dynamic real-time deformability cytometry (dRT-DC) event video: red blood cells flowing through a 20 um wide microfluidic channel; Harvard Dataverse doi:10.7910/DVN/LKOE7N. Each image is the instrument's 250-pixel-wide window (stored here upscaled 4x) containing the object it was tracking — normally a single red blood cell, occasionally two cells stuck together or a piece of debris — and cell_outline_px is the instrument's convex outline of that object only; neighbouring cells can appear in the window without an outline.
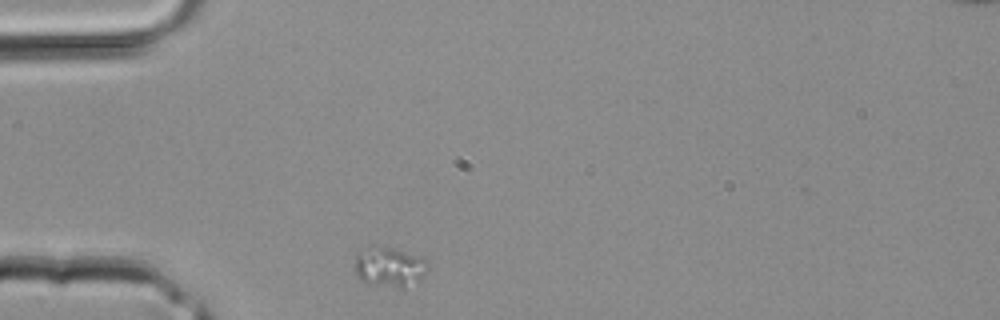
{"species": "common noctule bat (a hibernating species)", "species_latin": "Nyctalus noctula", "temperature_condition": "room temperature", "stored_images_in_passage": 1, "camera_frame_rate_fps": 3000, "um_per_image_px": 0.085, "animal": {"sex": "male", "body_mass_g": 20.4}, "frame": {"image": 1, "passage_image": 1, "time_ms": 0.0, "image_size_px": [1000, 320], "cell_outline_px": [[428, 268], [424, 276], [420, 280], [404, 292], [368, 284], [360, 280], [356, 276], [356, 248], [368, 244], [376, 244], [424, 256], [428, 260]], "centroid_in_image_um": [33.11, 22.71], "position_along_channel_um": 51.9, "area_um2": 18.61}}